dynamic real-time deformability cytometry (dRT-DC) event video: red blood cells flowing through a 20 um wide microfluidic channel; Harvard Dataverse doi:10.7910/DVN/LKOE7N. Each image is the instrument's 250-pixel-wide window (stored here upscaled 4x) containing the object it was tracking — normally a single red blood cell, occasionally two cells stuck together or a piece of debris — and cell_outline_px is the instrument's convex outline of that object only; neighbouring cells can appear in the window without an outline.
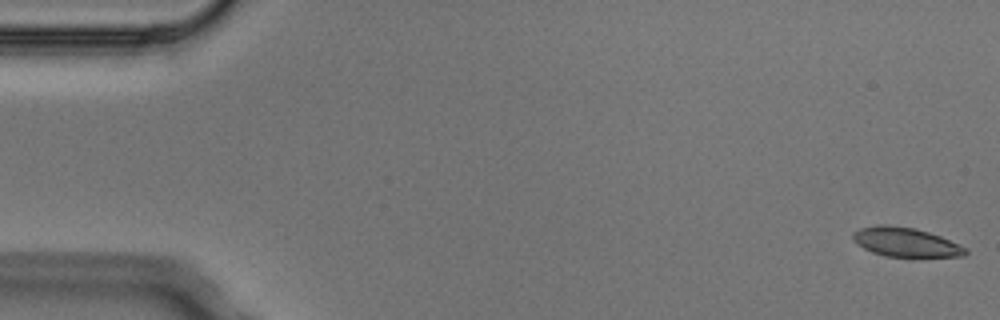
{"species": "Egyptian fruit bat (a non-hibernating species)", "species_latin": "Rousettus aegyptiacus", "temperature_condition": "cold", "stored_images_in_passage": 5, "segment_of_instrument_passage": [1, 2], "camera_frame_rate_fps": 3000, "um_per_image_px": 0.085, "animal": {"sex": "male"}, "frame": {"image": 1, "passage_image": 1, "time_ms": 0.0, "image_size_px": [1000, 320], "cell_outline_px": [[968, 252], [964, 256], [888, 256], [872, 252], [856, 244], [852, 240], [852, 232], [860, 228], [916, 228], [940, 236], [968, 248]], "centroid_in_image_um": [77.03, 20.63], "position_along_channel_um": 8.0, "area_um2": 18.21}}
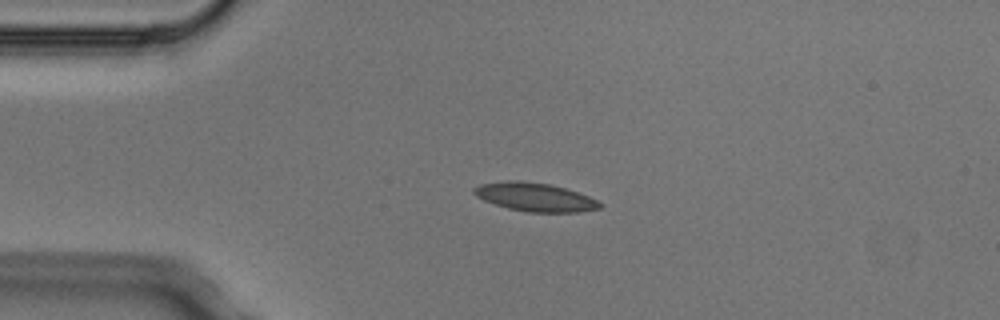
{"frame": {"image": 2, "passage_image": 4, "time_ms": 1.0, "image_size_px": [1000, 320], "cell_outline_px": [[604, 204], [600, 208], [576, 212], [528, 212], [508, 208], [484, 200], [476, 196], [472, 192], [472, 188], [480, 184], [508, 180], [520, 180], [548, 184], [564, 188], [588, 196]], "centroid_in_image_um": [45.44, 16.74], "position_along_channel_um": 39.6, "area_um2": 20.75}}